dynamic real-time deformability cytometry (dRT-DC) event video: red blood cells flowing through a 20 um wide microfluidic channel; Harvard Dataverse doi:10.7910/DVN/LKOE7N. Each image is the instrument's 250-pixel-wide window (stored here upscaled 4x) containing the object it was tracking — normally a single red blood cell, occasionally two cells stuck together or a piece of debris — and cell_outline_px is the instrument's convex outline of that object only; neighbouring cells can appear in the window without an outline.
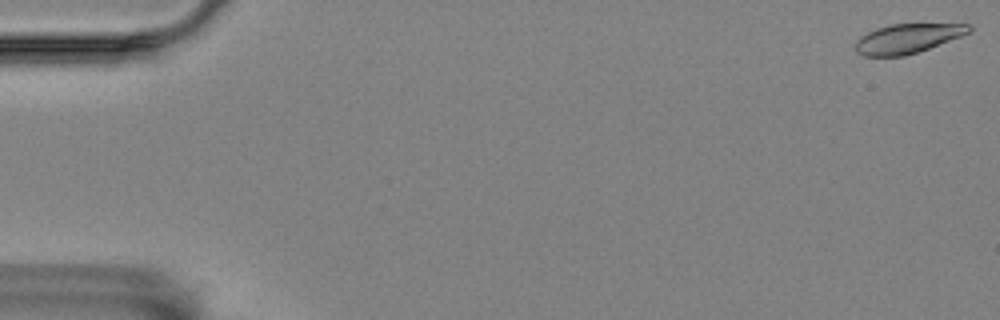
{"species": "Egyptian fruit bat (a non-hibernating species)", "species_latin": "Rousettus aegyptiacus", "temperature_condition": "room temperature", "stored_images_in_passage": 14, "camera_frame_rate_fps": 3000, "um_per_image_px": 0.085, "animal": {"sex": "female"}, "frame": {"image": 1, "passage_image": 1, "time_ms": 0.0, "image_size_px": [1000, 320], "cell_outline_px": [[972, 28], [968, 32], [960, 36], [928, 48], [904, 56], [864, 56], [856, 52], [856, 40], [860, 36], [876, 28], [888, 24], [972, 24]], "centroid_in_image_um": [77.09, 3.27], "position_along_channel_um": 7.9, "area_um2": 19.25}}